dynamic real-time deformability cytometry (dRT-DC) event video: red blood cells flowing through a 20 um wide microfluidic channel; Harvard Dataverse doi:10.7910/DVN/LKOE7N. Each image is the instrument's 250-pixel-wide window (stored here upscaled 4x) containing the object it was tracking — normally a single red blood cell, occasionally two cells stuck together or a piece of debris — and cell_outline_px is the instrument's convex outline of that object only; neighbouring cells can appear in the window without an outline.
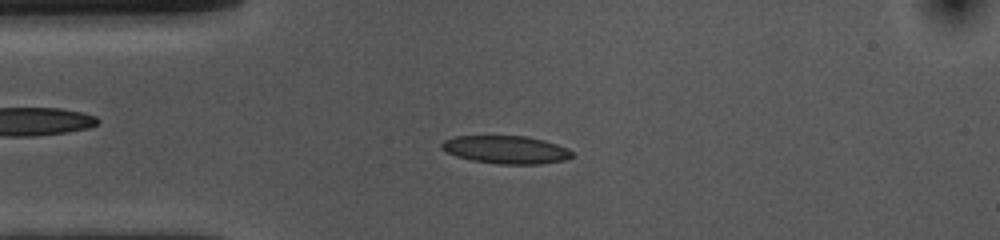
{"species": "common noctule bat (a hibernating species)", "species_latin": "Nyctalus noctula", "temperature_condition": "cold", "stored_images_in_passage": 52, "camera_frame_rate_fps": 3000, "um_per_image_px": 0.085, "animal": {"sex": "female", "body_mass_g": 10.0, "forearm_length_mm": 53.1}, "frame": {"image": 1, "passage_image": 11, "time_ms": 3.333, "image_size_px": [1000, 240], "cell_outline_px": [[572, 156], [564, 160], [540, 164], [496, 164], [472, 160], [456, 156], [440, 148], [440, 144], [444, 140], [452, 136], [528, 136], [544, 140], [568, 148], [572, 152]], "centroid_in_image_um": [42.99, 12.72], "position_along_channel_um": 42.0, "area_um2": 21.27}}
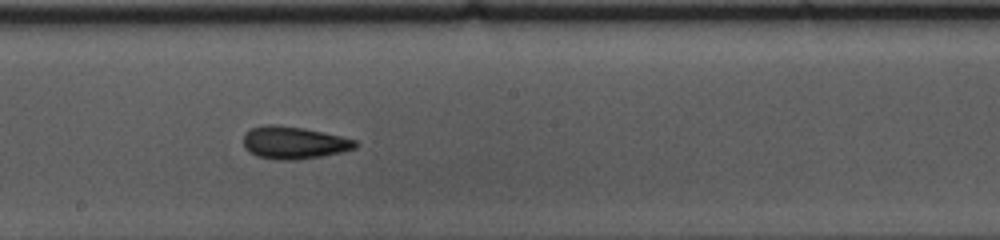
{"frame": {"image": 2, "passage_image": 27, "time_ms": 8.667, "image_size_px": [1000, 240], "cell_outline_px": [[360, 144], [356, 148], [340, 152], [320, 156], [296, 160], [276, 160], [256, 156], [248, 152], [244, 148], [244, 136], [252, 128], [264, 124], [272, 124], [304, 128], [324, 132], [356, 140]], "centroid_in_image_um": [24.97, 12.13], "position_along_channel_um": 223.2, "area_um2": 21.21}}
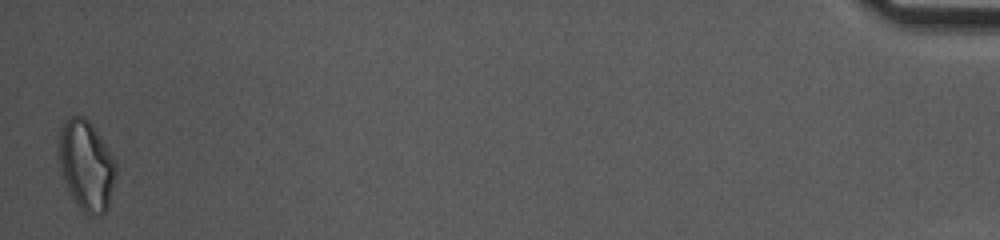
{"frame": {"image": 3, "passage_image": 52, "time_ms": 17.0, "image_size_px": [1000, 240], "cell_outline_px": [[116, 172], [108, 208], [100, 216], [84, 212], [80, 208], [72, 196], [64, 180], [60, 168], [60, 132], [64, 120], [68, 116], [84, 116], [92, 124], [116, 160]], "centroid_in_image_um": [7.36, 14.04], "position_along_channel_um": 427.8, "area_um2": 29.59}, "authors_computed_cell_mechanics": {"area_um2": 20.8947, "velocity_mm_per_s": 3.6531, "shape_relaxation_time_tau1_ms": 3.5589, "shape_relaxation_time_tau2_ms": 3.435, "deformation_change_tau1": 0.1361, "deformation_change_tau2": 0.1139}}